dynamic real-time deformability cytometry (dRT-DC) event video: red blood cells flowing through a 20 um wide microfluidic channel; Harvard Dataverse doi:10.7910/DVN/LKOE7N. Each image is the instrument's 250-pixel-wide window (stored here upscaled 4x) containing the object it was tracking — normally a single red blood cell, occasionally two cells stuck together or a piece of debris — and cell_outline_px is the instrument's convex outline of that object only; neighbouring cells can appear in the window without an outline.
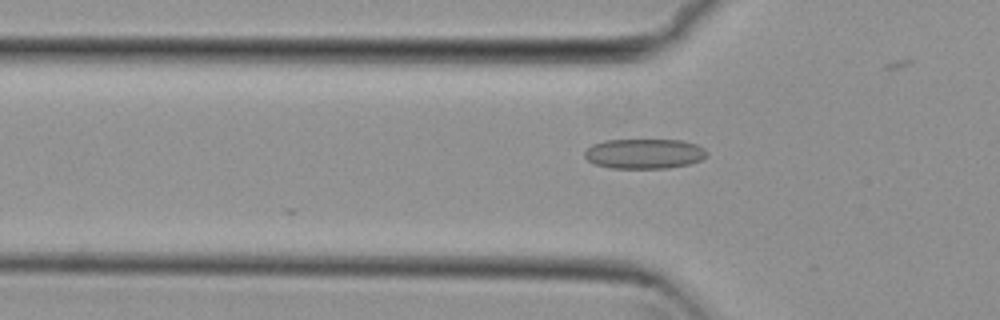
{"species": "common noctule bat (a hibernating species)", "species_latin": "Nyctalus noctula", "temperature_condition": "cold", "stored_images_in_passage": 26, "camera_frame_rate_fps": 3000, "um_per_image_px": 0.085, "animal": {"sex": "female", "body_mass_g": 29.2, "forearm_length_mm": 56.3}, "frame": {"image": 1, "passage_image": 17, "time_ms": 5.333, "image_size_px": [1000, 320], "cell_outline_px": [[708, 152], [700, 160], [688, 164], [668, 168], [608, 168], [596, 164], [588, 160], [584, 156], [584, 152], [592, 144], [604, 140], [680, 140], [696, 144], [704, 148]], "centroid_in_image_um": [54.74, 13.06], "position_along_channel_um": 71.1, "area_um2": 21.27}}
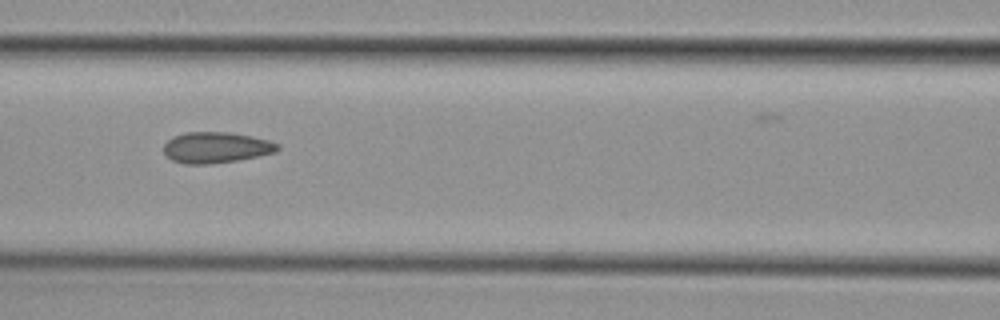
{"frame": {"image": 2, "passage_image": 23, "time_ms": 7.333, "image_size_px": [1000, 320], "cell_outline_px": [[280, 148], [276, 152], [236, 160], [208, 164], [184, 164], [172, 160], [164, 152], [164, 144], [172, 136], [184, 132], [228, 132], [252, 136], [268, 140], [280, 144]], "centroid_in_image_um": [18.35, 12.53], "position_along_channel_um": 148.2, "area_um2": 20.52}}
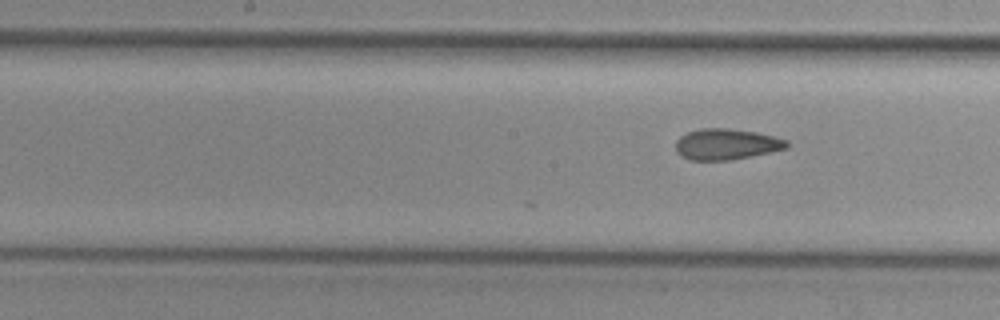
{"frame": {"image": 3, "passage_image": 26, "time_ms": 8.333, "image_size_px": [1000, 320], "cell_outline_px": [[788, 148], [728, 160], [692, 160], [676, 152], [676, 140], [680, 136], [688, 132], [700, 128], [728, 128], [756, 132], [788, 140]], "centroid_in_image_um": [61.72, 12.24], "position_along_channel_um": 186.5, "area_um2": 19.77}}